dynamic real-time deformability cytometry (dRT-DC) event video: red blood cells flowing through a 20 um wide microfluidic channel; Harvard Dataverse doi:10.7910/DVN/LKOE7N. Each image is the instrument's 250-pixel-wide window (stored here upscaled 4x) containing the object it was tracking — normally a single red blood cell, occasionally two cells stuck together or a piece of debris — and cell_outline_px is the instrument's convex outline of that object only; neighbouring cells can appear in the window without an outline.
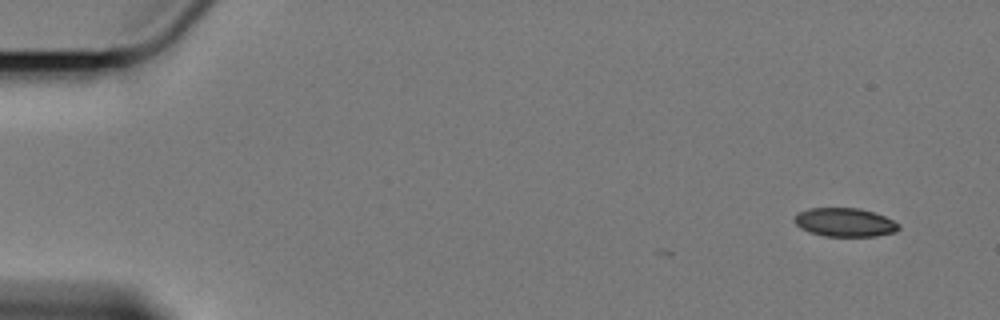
{"species": "Egyptian fruit bat (a non-hibernating species)", "species_latin": "Rousettus aegyptiacus", "temperature_condition": "cold", "stored_images_in_passage": 10, "camera_frame_rate_fps": 3000, "um_per_image_px": 0.085, "animal": {"sex": "female"}, "frame": {"image": 1, "passage_image": 1, "time_ms": 0.0, "image_size_px": [1000, 320], "cell_outline_px": [[900, 228], [896, 232], [876, 236], [824, 236], [808, 232], [800, 228], [792, 220], [796, 212], [808, 208], [860, 208], [884, 216], [900, 224]], "centroid_in_image_um": [71.76, 18.9], "position_along_channel_um": 13.2, "area_um2": 17.63}}